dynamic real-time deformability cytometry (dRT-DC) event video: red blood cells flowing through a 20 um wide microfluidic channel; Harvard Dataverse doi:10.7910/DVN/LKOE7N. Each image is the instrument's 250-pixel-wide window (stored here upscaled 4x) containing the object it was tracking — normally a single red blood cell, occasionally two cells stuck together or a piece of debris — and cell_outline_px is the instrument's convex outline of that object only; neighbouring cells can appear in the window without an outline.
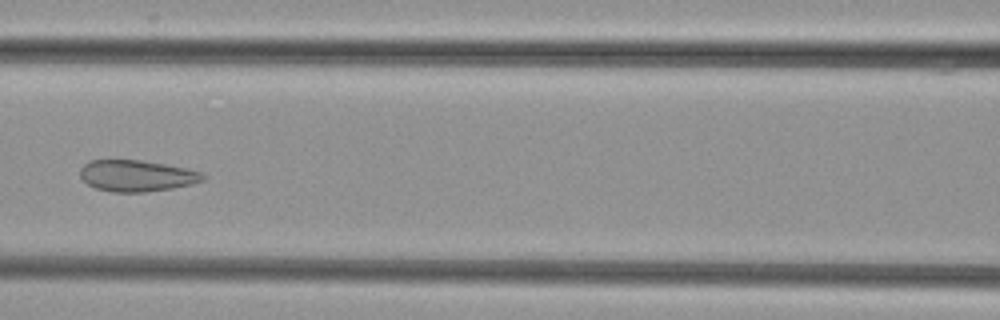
{"species": "common noctule bat (a hibernating species)", "species_latin": "Nyctalus noctula", "temperature_condition": "cold", "stored_images_in_passage": 5, "camera_frame_rate_fps": 3000, "um_per_image_px": 0.085, "animal": {"sex": "female", "body_mass_g": 29.2, "forearm_length_mm": 56.3}, "frame": {"image": 1, "passage_image": 5, "time_ms": 1.333, "image_size_px": [1000, 320], "cell_outline_px": [[208, 176], [204, 180], [192, 184], [172, 188], [144, 192], [112, 192], [96, 188], [88, 184], [80, 176], [80, 168], [88, 160], [140, 160], [188, 168], [200, 172]], "centroid_in_image_um": [11.63, 14.94], "position_along_channel_um": 155.0, "area_um2": 22.48}}